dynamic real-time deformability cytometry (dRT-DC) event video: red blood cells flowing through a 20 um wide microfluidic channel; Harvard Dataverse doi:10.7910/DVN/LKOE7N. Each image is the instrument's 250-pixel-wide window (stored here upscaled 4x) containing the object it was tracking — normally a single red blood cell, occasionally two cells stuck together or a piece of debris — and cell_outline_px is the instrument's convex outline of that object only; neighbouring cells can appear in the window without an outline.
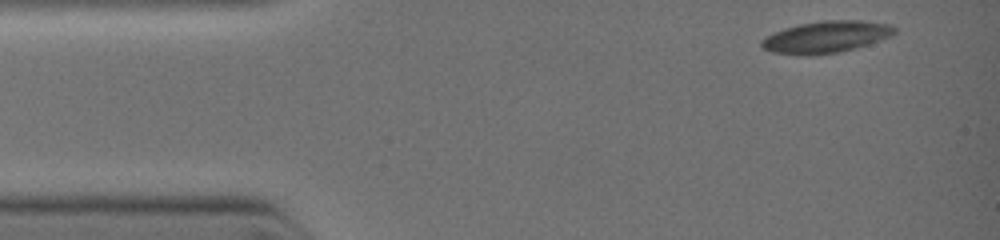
{"species": "common noctule bat (a hibernating species)", "species_latin": "Nyctalus noctula", "temperature_condition": "warm", "stored_images_in_passage": 7, "camera_frame_rate_fps": 3000, "um_per_image_px": 0.085, "animal": {"sex": "female", "body_mass_g": 19.0, "forearm_length_mm": 51.5}, "frame": {"image": 1, "passage_image": 1, "time_ms": 0.0, "image_size_px": [1000, 240], "cell_outline_px": [[896, 32], [888, 36], [852, 48], [836, 52], [812, 56], [772, 52], [764, 48], [760, 44], [760, 40], [776, 32], [800, 24], [828, 20], [860, 20], [888, 24], [896, 28]], "centroid_in_image_um": [70.18, 3.14], "position_along_channel_um": 14.8, "area_um2": 23.81}}
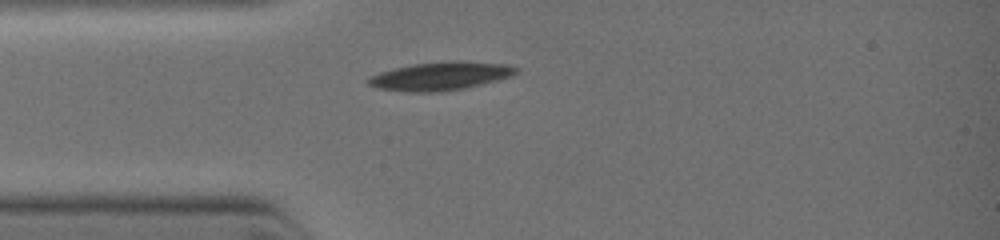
{"frame": {"image": 2, "passage_image": 5, "time_ms": 2.0, "image_size_px": [1000, 240], "cell_outline_px": [[516, 72], [512, 76], [464, 88], [436, 92], [408, 92], [380, 88], [368, 84], [368, 80], [372, 76], [380, 72], [396, 68], [416, 64], [504, 64], [516, 68]], "centroid_in_image_um": [37.35, 6.53], "position_along_channel_um": 47.6, "area_um2": 22.48}}
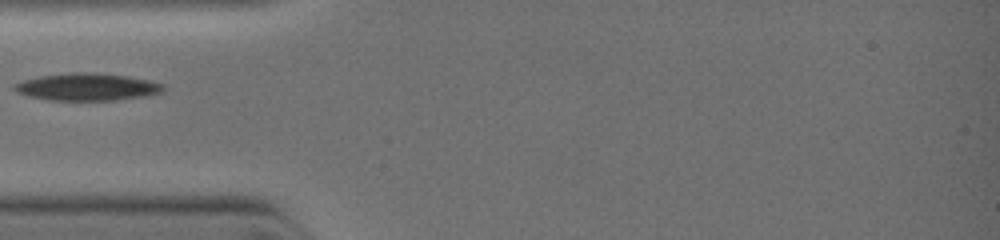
{"frame": {"image": 3, "passage_image": 6, "time_ms": 2.667, "image_size_px": [1000, 240], "cell_outline_px": [[164, 88], [160, 92], [144, 96], [112, 100], [52, 100], [32, 96], [20, 92], [16, 88], [16, 84], [24, 80], [40, 76], [72, 72], [92, 72], [124, 76], [164, 84]], "centroid_in_image_um": [7.43, 7.38], "position_along_channel_um": 77.6, "area_um2": 22.89}}